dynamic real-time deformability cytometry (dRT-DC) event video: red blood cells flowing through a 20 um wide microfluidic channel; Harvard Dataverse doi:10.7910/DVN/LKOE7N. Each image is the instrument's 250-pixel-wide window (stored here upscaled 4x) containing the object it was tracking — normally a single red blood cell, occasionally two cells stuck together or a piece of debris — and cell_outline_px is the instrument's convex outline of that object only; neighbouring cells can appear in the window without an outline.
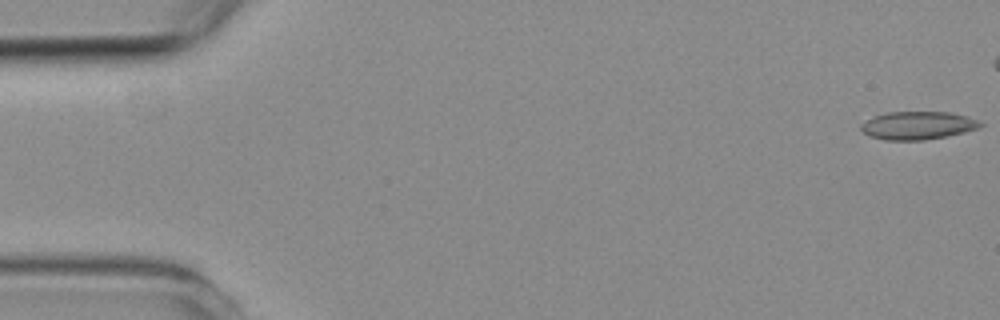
{"species": "common noctule bat (a hibernating species)", "species_latin": "Nyctalus noctula", "temperature_condition": "room temperature", "stored_images_in_passage": 6, "camera_frame_rate_fps": 3000, "um_per_image_px": 0.085, "animal": {"sex": "female", "body_mass_g": 19.3, "forearm_length_mm": 54.1}, "frame": {"image": 1, "passage_image": 1, "time_ms": 0.0, "image_size_px": [1000, 320], "cell_outline_px": [[984, 124], [976, 128], [964, 132], [924, 140], [884, 140], [868, 136], [860, 128], [860, 124], [872, 116], [884, 112], [952, 112], [968, 116]], "centroid_in_image_um": [77.95, 10.65], "position_along_channel_um": 7.1, "area_um2": 19.54}}